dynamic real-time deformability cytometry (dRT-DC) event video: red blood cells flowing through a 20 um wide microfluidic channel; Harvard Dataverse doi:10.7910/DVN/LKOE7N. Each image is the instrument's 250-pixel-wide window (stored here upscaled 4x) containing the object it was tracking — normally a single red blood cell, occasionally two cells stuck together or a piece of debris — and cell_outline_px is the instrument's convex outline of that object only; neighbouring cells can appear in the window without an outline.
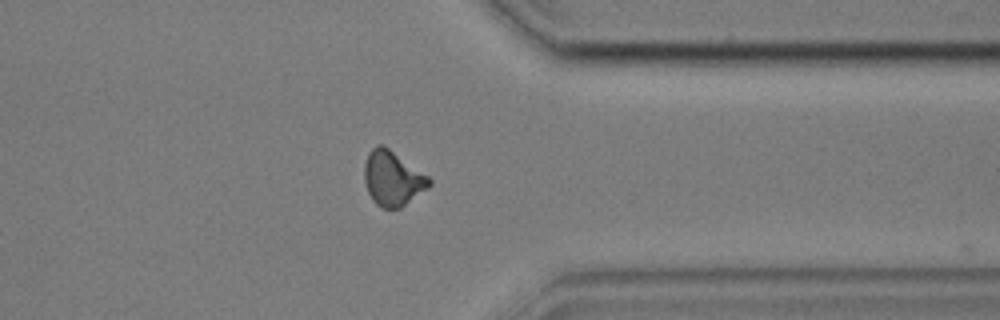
{"species": "common noctule bat (a hibernating species)", "species_latin": "Nyctalus noctula", "temperature_condition": "cold", "stored_images_in_passage": 32, "camera_frame_rate_fps": 3000, "um_per_image_px": 0.085, "animal": {"sex": "male", "body_mass_g": 17.9, "forearm_length_mm": 54.2}, "frame": {"image": 1, "passage_image": 31, "time_ms": 10.0, "image_size_px": [1000, 320], "cell_outline_px": [[432, 184], [428, 188], [400, 208], [384, 208], [376, 204], [372, 200], [368, 192], [364, 180], [364, 164], [368, 152], [376, 144], [384, 144], [428, 176], [432, 180]], "centroid_in_image_um": [33.36, 15.14], "position_along_channel_um": 378.0, "area_um2": 20.81}}